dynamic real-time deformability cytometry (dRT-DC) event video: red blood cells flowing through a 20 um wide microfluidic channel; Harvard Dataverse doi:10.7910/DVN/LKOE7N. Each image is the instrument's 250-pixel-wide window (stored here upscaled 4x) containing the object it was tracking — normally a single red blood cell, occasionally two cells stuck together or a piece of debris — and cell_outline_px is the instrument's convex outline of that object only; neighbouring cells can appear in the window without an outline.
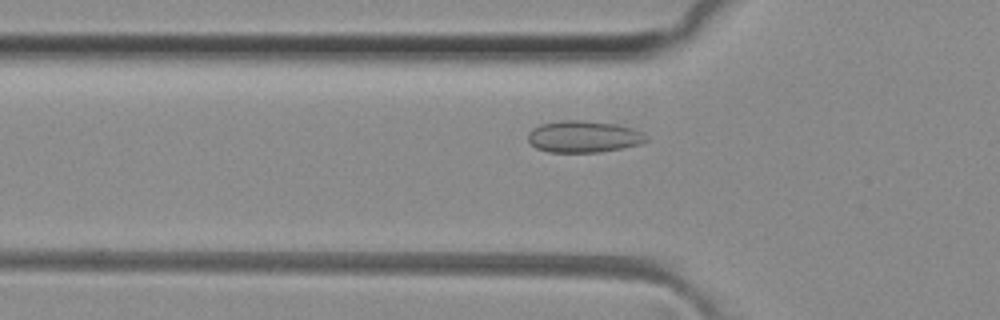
{"species": "common noctule bat (a hibernating species)", "species_latin": "Nyctalus noctula", "temperature_condition": "room temperature", "stored_images_in_passage": 34, "camera_frame_rate_fps": 3000, "um_per_image_px": 0.085, "animal": {"sex": "female", "body_mass_g": 29.2, "forearm_length_mm": 56.3}, "frame": {"image": 1, "passage_image": 6, "time_ms": 1.667, "image_size_px": [1000, 320], "cell_outline_px": [[648, 140], [644, 144], [624, 148], [600, 152], [548, 152], [536, 148], [528, 140], [528, 132], [532, 128], [540, 124], [560, 120], [580, 120], [616, 124], [632, 128], [644, 132], [648, 136]], "centroid_in_image_um": [49.65, 11.61], "position_along_channel_um": 76.2, "area_um2": 22.2}}
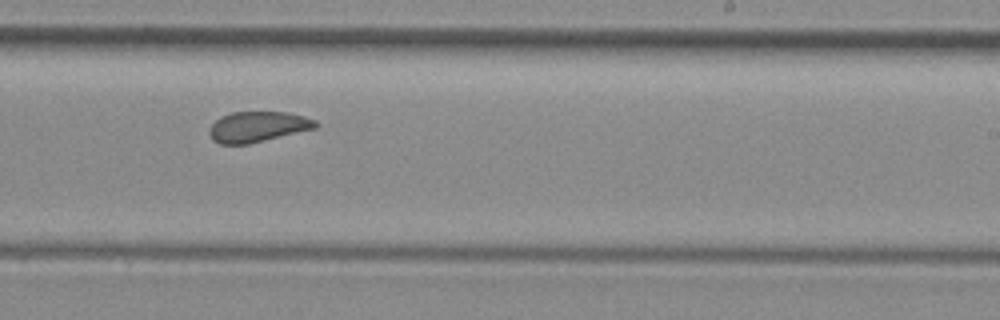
{"frame": {"image": 2, "passage_image": 20, "time_ms": 6.333, "image_size_px": [1000, 320], "cell_outline_px": [[320, 124], [316, 128], [248, 144], [220, 144], [212, 140], [208, 132], [208, 128], [220, 116], [232, 112], [288, 112], [304, 116], [316, 120]], "centroid_in_image_um": [21.9, 10.77], "position_along_channel_um": 267.1, "area_um2": 19.02}}
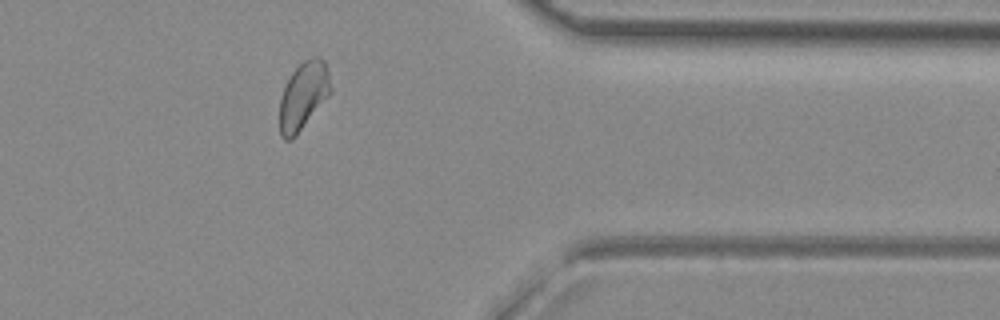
{"frame": {"image": 3, "passage_image": 30, "time_ms": 9.667, "image_size_px": [1000, 320], "cell_outline_px": [[332, 92], [296, 136], [292, 140], [284, 140], [280, 136], [280, 100], [284, 88], [292, 72], [304, 60], [316, 56], [320, 56], [324, 60], [328, 68], [332, 88]], "centroid_in_image_um": [25.81, 8.14], "position_along_channel_um": 385.6, "area_um2": 20.23}, "authors_computed_cell_mechanics": {"area_um2": 19.7965, "velocity_mm_per_s": 4.0963, "shape_relaxation_time_tau1_ms": null, "shape_relaxation_time_tau2_ms": 0.8487, "deformation_change_tau1": null, "deformation_change_tau2": 0.0391}}